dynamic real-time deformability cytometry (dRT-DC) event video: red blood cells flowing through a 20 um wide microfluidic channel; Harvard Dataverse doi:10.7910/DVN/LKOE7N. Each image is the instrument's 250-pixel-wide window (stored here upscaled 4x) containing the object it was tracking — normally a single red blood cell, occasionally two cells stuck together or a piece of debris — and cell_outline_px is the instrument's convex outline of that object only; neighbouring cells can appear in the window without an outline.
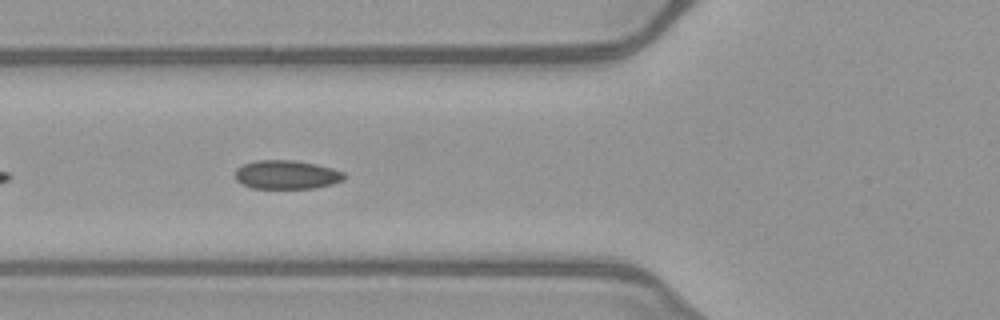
{"species": "common noctule bat (a hibernating species)", "species_latin": "Nyctalus noctula", "temperature_condition": "warm", "stored_images_in_passage": 14, "camera_frame_rate_fps": 3000, "um_per_image_px": 0.085, "animal": {"sex": "female", "body_mass_g": 21.9}, "frame": {"image": 1, "passage_image": 5, "time_ms": 1.333, "image_size_px": [1000, 320], "cell_outline_px": [[344, 180], [332, 184], [312, 188], [252, 188], [236, 180], [236, 168], [244, 164], [256, 160], [296, 160], [316, 164], [332, 168], [344, 172]], "centroid_in_image_um": [24.37, 14.84], "position_along_channel_um": 101.4, "area_um2": 18.21}}